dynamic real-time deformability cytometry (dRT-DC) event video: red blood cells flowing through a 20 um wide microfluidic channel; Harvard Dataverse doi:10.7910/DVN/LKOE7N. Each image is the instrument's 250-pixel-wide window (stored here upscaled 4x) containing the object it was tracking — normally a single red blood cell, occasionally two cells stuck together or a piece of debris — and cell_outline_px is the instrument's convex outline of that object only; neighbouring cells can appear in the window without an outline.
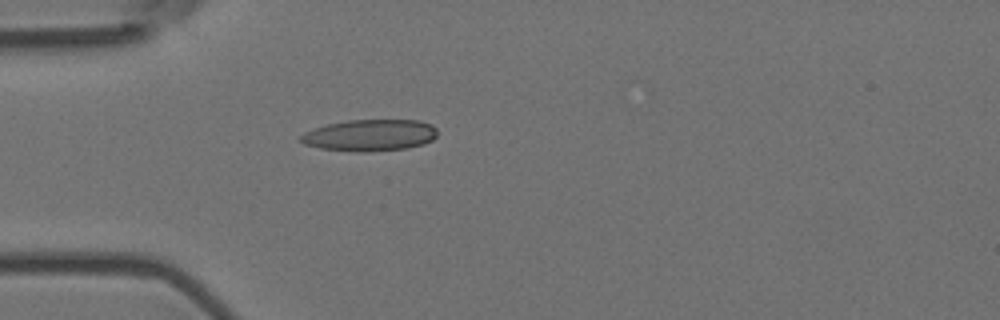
{"species": "Egyptian fruit bat (a non-hibernating species)", "species_latin": "Rousettus aegyptiacus", "temperature_condition": "room temperature", "stored_images_in_passage": 4, "camera_frame_rate_fps": 3000, "um_per_image_px": 0.085, "animal": {"sex": "female"}, "frame": {"image": 1, "passage_image": 4, "time_ms": 1.0, "image_size_px": [1000, 320], "cell_outline_px": [[436, 136], [432, 140], [424, 144], [408, 148], [364, 152], [360, 152], [320, 148], [304, 144], [300, 140], [300, 136], [304, 132], [328, 124], [348, 120], [420, 120], [432, 124], [436, 128]], "centroid_in_image_um": [31.47, 11.49], "position_along_channel_um": 53.5, "area_um2": 25.14}}